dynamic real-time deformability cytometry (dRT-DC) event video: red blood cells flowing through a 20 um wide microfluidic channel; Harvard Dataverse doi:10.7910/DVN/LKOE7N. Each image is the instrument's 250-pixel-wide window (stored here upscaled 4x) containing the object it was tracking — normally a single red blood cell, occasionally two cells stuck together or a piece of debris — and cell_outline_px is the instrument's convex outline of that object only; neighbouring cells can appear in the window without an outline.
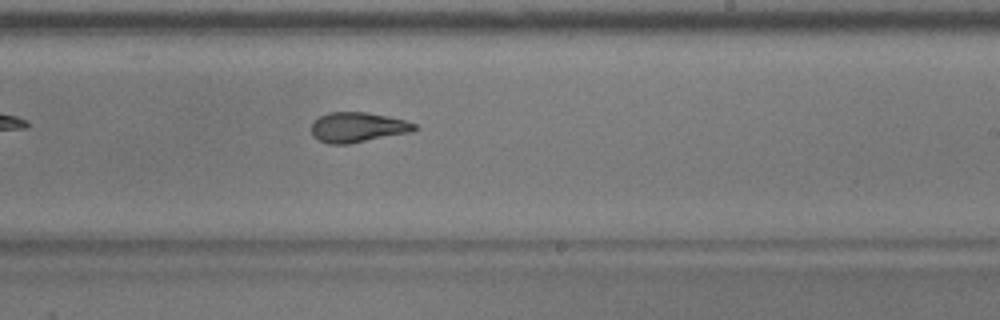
{"species": "common noctule bat (a hibernating species)", "species_latin": "Nyctalus noctula", "temperature_condition": "warm", "stored_images_in_passage": 39, "camera_frame_rate_fps": 3000, "um_per_image_px": 0.085, "animal": {"sex": "male", "body_mass_g": 17.9}, "frame": {"image": 1, "passage_image": 17, "time_ms": 5.333, "image_size_px": [1000, 320], "cell_outline_px": [[420, 128], [408, 132], [348, 144], [328, 144], [312, 136], [312, 124], [320, 116], [328, 112], [368, 112], [388, 116], [404, 120], [416, 124]], "centroid_in_image_um": [30.39, 10.81], "position_along_channel_um": 258.6, "area_um2": 17.86}, "authors_computed_cell_mechanics": {"area_um2": 18.6116, "velocity_mm_per_s": 3.715, "shape_relaxation_time_tau1_ms": 6.3581, "shape_relaxation_time_tau2_ms": 2.2363, "deformation_change_tau1": 0.2203, "deformation_change_tau2": 0.0743}}